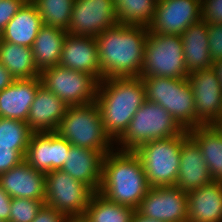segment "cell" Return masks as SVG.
Segmentation results:
<instances>
[{
    "label": "cell",
    "instance_id": "6da1fadb",
    "mask_svg": "<svg viewBox=\"0 0 222 222\" xmlns=\"http://www.w3.org/2000/svg\"><path fill=\"white\" fill-rule=\"evenodd\" d=\"M148 28L116 24L95 38L100 61V81L112 77H140Z\"/></svg>",
    "mask_w": 222,
    "mask_h": 222
},
{
    "label": "cell",
    "instance_id": "7a4b0ae2",
    "mask_svg": "<svg viewBox=\"0 0 222 222\" xmlns=\"http://www.w3.org/2000/svg\"><path fill=\"white\" fill-rule=\"evenodd\" d=\"M146 101L141 77H112L98 83V105L105 132L116 142L128 129L137 110Z\"/></svg>",
    "mask_w": 222,
    "mask_h": 222
},
{
    "label": "cell",
    "instance_id": "3957f363",
    "mask_svg": "<svg viewBox=\"0 0 222 222\" xmlns=\"http://www.w3.org/2000/svg\"><path fill=\"white\" fill-rule=\"evenodd\" d=\"M148 189L144 168L134 151L114 149L103 157L98 192L107 200L136 210Z\"/></svg>",
    "mask_w": 222,
    "mask_h": 222
},
{
    "label": "cell",
    "instance_id": "277c9868",
    "mask_svg": "<svg viewBox=\"0 0 222 222\" xmlns=\"http://www.w3.org/2000/svg\"><path fill=\"white\" fill-rule=\"evenodd\" d=\"M55 132L72 146L98 150L104 156L115 149V142L105 132L96 102L68 106Z\"/></svg>",
    "mask_w": 222,
    "mask_h": 222
},
{
    "label": "cell",
    "instance_id": "5b68a950",
    "mask_svg": "<svg viewBox=\"0 0 222 222\" xmlns=\"http://www.w3.org/2000/svg\"><path fill=\"white\" fill-rule=\"evenodd\" d=\"M183 131L166 109L159 104L145 101L131 119L128 129L115 142V149L134 151L148 141L175 137Z\"/></svg>",
    "mask_w": 222,
    "mask_h": 222
},
{
    "label": "cell",
    "instance_id": "8992f818",
    "mask_svg": "<svg viewBox=\"0 0 222 222\" xmlns=\"http://www.w3.org/2000/svg\"><path fill=\"white\" fill-rule=\"evenodd\" d=\"M141 78L146 101L166 109L184 130L195 128V100L187 78Z\"/></svg>",
    "mask_w": 222,
    "mask_h": 222
},
{
    "label": "cell",
    "instance_id": "52a82bcc",
    "mask_svg": "<svg viewBox=\"0 0 222 222\" xmlns=\"http://www.w3.org/2000/svg\"><path fill=\"white\" fill-rule=\"evenodd\" d=\"M181 147L182 133L175 137L148 141L134 150L140 158L149 187L175 186Z\"/></svg>",
    "mask_w": 222,
    "mask_h": 222
},
{
    "label": "cell",
    "instance_id": "ba28073f",
    "mask_svg": "<svg viewBox=\"0 0 222 222\" xmlns=\"http://www.w3.org/2000/svg\"><path fill=\"white\" fill-rule=\"evenodd\" d=\"M181 36L148 32L140 77L187 78Z\"/></svg>",
    "mask_w": 222,
    "mask_h": 222
},
{
    "label": "cell",
    "instance_id": "9c48e42d",
    "mask_svg": "<svg viewBox=\"0 0 222 222\" xmlns=\"http://www.w3.org/2000/svg\"><path fill=\"white\" fill-rule=\"evenodd\" d=\"M46 199L44 204L65 213L70 219H81L95 193L89 186L62 170L45 174Z\"/></svg>",
    "mask_w": 222,
    "mask_h": 222
},
{
    "label": "cell",
    "instance_id": "30bf717a",
    "mask_svg": "<svg viewBox=\"0 0 222 222\" xmlns=\"http://www.w3.org/2000/svg\"><path fill=\"white\" fill-rule=\"evenodd\" d=\"M42 85L68 106L84 105L96 101L98 81L90 74L62 66L40 72Z\"/></svg>",
    "mask_w": 222,
    "mask_h": 222
},
{
    "label": "cell",
    "instance_id": "8fae6325",
    "mask_svg": "<svg viewBox=\"0 0 222 222\" xmlns=\"http://www.w3.org/2000/svg\"><path fill=\"white\" fill-rule=\"evenodd\" d=\"M187 79L195 100V128L216 125L222 118V86L215 70L190 72Z\"/></svg>",
    "mask_w": 222,
    "mask_h": 222
},
{
    "label": "cell",
    "instance_id": "7c38bea8",
    "mask_svg": "<svg viewBox=\"0 0 222 222\" xmlns=\"http://www.w3.org/2000/svg\"><path fill=\"white\" fill-rule=\"evenodd\" d=\"M187 192L176 186L149 187L136 212L160 222H188Z\"/></svg>",
    "mask_w": 222,
    "mask_h": 222
},
{
    "label": "cell",
    "instance_id": "4fadbf2b",
    "mask_svg": "<svg viewBox=\"0 0 222 222\" xmlns=\"http://www.w3.org/2000/svg\"><path fill=\"white\" fill-rule=\"evenodd\" d=\"M116 24L114 0H75L67 32L95 38Z\"/></svg>",
    "mask_w": 222,
    "mask_h": 222
},
{
    "label": "cell",
    "instance_id": "5bb4252c",
    "mask_svg": "<svg viewBox=\"0 0 222 222\" xmlns=\"http://www.w3.org/2000/svg\"><path fill=\"white\" fill-rule=\"evenodd\" d=\"M201 19V0H158L148 30L151 33L180 36Z\"/></svg>",
    "mask_w": 222,
    "mask_h": 222
},
{
    "label": "cell",
    "instance_id": "9a60e30c",
    "mask_svg": "<svg viewBox=\"0 0 222 222\" xmlns=\"http://www.w3.org/2000/svg\"><path fill=\"white\" fill-rule=\"evenodd\" d=\"M71 144L56 132L32 133L25 160L36 170L48 173L60 170Z\"/></svg>",
    "mask_w": 222,
    "mask_h": 222
},
{
    "label": "cell",
    "instance_id": "2e32d148",
    "mask_svg": "<svg viewBox=\"0 0 222 222\" xmlns=\"http://www.w3.org/2000/svg\"><path fill=\"white\" fill-rule=\"evenodd\" d=\"M59 66L92 75L100 82V61L94 37L67 34Z\"/></svg>",
    "mask_w": 222,
    "mask_h": 222
},
{
    "label": "cell",
    "instance_id": "e0dca14e",
    "mask_svg": "<svg viewBox=\"0 0 222 222\" xmlns=\"http://www.w3.org/2000/svg\"><path fill=\"white\" fill-rule=\"evenodd\" d=\"M0 185L11 198L45 201V173L36 171L26 160L0 174Z\"/></svg>",
    "mask_w": 222,
    "mask_h": 222
},
{
    "label": "cell",
    "instance_id": "ac0fdd59",
    "mask_svg": "<svg viewBox=\"0 0 222 222\" xmlns=\"http://www.w3.org/2000/svg\"><path fill=\"white\" fill-rule=\"evenodd\" d=\"M213 181L198 144L182 132L180 166L175 186L189 192Z\"/></svg>",
    "mask_w": 222,
    "mask_h": 222
},
{
    "label": "cell",
    "instance_id": "d6986e66",
    "mask_svg": "<svg viewBox=\"0 0 222 222\" xmlns=\"http://www.w3.org/2000/svg\"><path fill=\"white\" fill-rule=\"evenodd\" d=\"M68 105L41 85L31 104L27 124L33 133L55 132Z\"/></svg>",
    "mask_w": 222,
    "mask_h": 222
},
{
    "label": "cell",
    "instance_id": "ffe728a7",
    "mask_svg": "<svg viewBox=\"0 0 222 222\" xmlns=\"http://www.w3.org/2000/svg\"><path fill=\"white\" fill-rule=\"evenodd\" d=\"M103 157L104 155L98 150L71 145L60 170L89 186L94 192H98L102 180Z\"/></svg>",
    "mask_w": 222,
    "mask_h": 222
},
{
    "label": "cell",
    "instance_id": "44dd1931",
    "mask_svg": "<svg viewBox=\"0 0 222 222\" xmlns=\"http://www.w3.org/2000/svg\"><path fill=\"white\" fill-rule=\"evenodd\" d=\"M40 76L32 79L15 80L0 92V117L27 122L31 104L38 88Z\"/></svg>",
    "mask_w": 222,
    "mask_h": 222
},
{
    "label": "cell",
    "instance_id": "7402d4cb",
    "mask_svg": "<svg viewBox=\"0 0 222 222\" xmlns=\"http://www.w3.org/2000/svg\"><path fill=\"white\" fill-rule=\"evenodd\" d=\"M188 222H222V182L187 192Z\"/></svg>",
    "mask_w": 222,
    "mask_h": 222
},
{
    "label": "cell",
    "instance_id": "603a6c76",
    "mask_svg": "<svg viewBox=\"0 0 222 222\" xmlns=\"http://www.w3.org/2000/svg\"><path fill=\"white\" fill-rule=\"evenodd\" d=\"M187 72L212 67L209 53L208 23L202 19L190 25L181 35Z\"/></svg>",
    "mask_w": 222,
    "mask_h": 222
},
{
    "label": "cell",
    "instance_id": "cb8c5ba5",
    "mask_svg": "<svg viewBox=\"0 0 222 222\" xmlns=\"http://www.w3.org/2000/svg\"><path fill=\"white\" fill-rule=\"evenodd\" d=\"M42 26V18L36 6L28 0L7 23L0 39L31 48Z\"/></svg>",
    "mask_w": 222,
    "mask_h": 222
},
{
    "label": "cell",
    "instance_id": "d4e9b609",
    "mask_svg": "<svg viewBox=\"0 0 222 222\" xmlns=\"http://www.w3.org/2000/svg\"><path fill=\"white\" fill-rule=\"evenodd\" d=\"M188 134L198 144L212 179L222 182V131L216 125H202Z\"/></svg>",
    "mask_w": 222,
    "mask_h": 222
},
{
    "label": "cell",
    "instance_id": "484cf974",
    "mask_svg": "<svg viewBox=\"0 0 222 222\" xmlns=\"http://www.w3.org/2000/svg\"><path fill=\"white\" fill-rule=\"evenodd\" d=\"M68 32L64 29L43 25L35 38L31 49L35 66L41 72L59 64L64 38Z\"/></svg>",
    "mask_w": 222,
    "mask_h": 222
},
{
    "label": "cell",
    "instance_id": "4316f807",
    "mask_svg": "<svg viewBox=\"0 0 222 222\" xmlns=\"http://www.w3.org/2000/svg\"><path fill=\"white\" fill-rule=\"evenodd\" d=\"M0 63L15 80L40 76L30 47L9 43L0 39Z\"/></svg>",
    "mask_w": 222,
    "mask_h": 222
},
{
    "label": "cell",
    "instance_id": "83f0119b",
    "mask_svg": "<svg viewBox=\"0 0 222 222\" xmlns=\"http://www.w3.org/2000/svg\"><path fill=\"white\" fill-rule=\"evenodd\" d=\"M135 212L134 208L111 202L99 192H95L81 220L84 222H131Z\"/></svg>",
    "mask_w": 222,
    "mask_h": 222
},
{
    "label": "cell",
    "instance_id": "f1b7e54d",
    "mask_svg": "<svg viewBox=\"0 0 222 222\" xmlns=\"http://www.w3.org/2000/svg\"><path fill=\"white\" fill-rule=\"evenodd\" d=\"M158 0H114L118 24L148 28Z\"/></svg>",
    "mask_w": 222,
    "mask_h": 222
},
{
    "label": "cell",
    "instance_id": "f546056e",
    "mask_svg": "<svg viewBox=\"0 0 222 222\" xmlns=\"http://www.w3.org/2000/svg\"><path fill=\"white\" fill-rule=\"evenodd\" d=\"M37 8L43 25L68 30L75 0H30Z\"/></svg>",
    "mask_w": 222,
    "mask_h": 222
},
{
    "label": "cell",
    "instance_id": "4dcf8cb0",
    "mask_svg": "<svg viewBox=\"0 0 222 222\" xmlns=\"http://www.w3.org/2000/svg\"><path fill=\"white\" fill-rule=\"evenodd\" d=\"M32 133L25 121L0 117V145L12 146L24 157Z\"/></svg>",
    "mask_w": 222,
    "mask_h": 222
},
{
    "label": "cell",
    "instance_id": "1f68e13d",
    "mask_svg": "<svg viewBox=\"0 0 222 222\" xmlns=\"http://www.w3.org/2000/svg\"><path fill=\"white\" fill-rule=\"evenodd\" d=\"M44 201L24 198H11L9 222H32Z\"/></svg>",
    "mask_w": 222,
    "mask_h": 222
},
{
    "label": "cell",
    "instance_id": "d6a6232c",
    "mask_svg": "<svg viewBox=\"0 0 222 222\" xmlns=\"http://www.w3.org/2000/svg\"><path fill=\"white\" fill-rule=\"evenodd\" d=\"M208 42L212 62L222 59V24H208Z\"/></svg>",
    "mask_w": 222,
    "mask_h": 222
},
{
    "label": "cell",
    "instance_id": "836d02e7",
    "mask_svg": "<svg viewBox=\"0 0 222 222\" xmlns=\"http://www.w3.org/2000/svg\"><path fill=\"white\" fill-rule=\"evenodd\" d=\"M201 17L208 24H222V0H201Z\"/></svg>",
    "mask_w": 222,
    "mask_h": 222
},
{
    "label": "cell",
    "instance_id": "e575fe53",
    "mask_svg": "<svg viewBox=\"0 0 222 222\" xmlns=\"http://www.w3.org/2000/svg\"><path fill=\"white\" fill-rule=\"evenodd\" d=\"M28 0H0V34Z\"/></svg>",
    "mask_w": 222,
    "mask_h": 222
},
{
    "label": "cell",
    "instance_id": "d590c367",
    "mask_svg": "<svg viewBox=\"0 0 222 222\" xmlns=\"http://www.w3.org/2000/svg\"><path fill=\"white\" fill-rule=\"evenodd\" d=\"M23 160L25 157L18 150H12V146L0 145V174L20 164Z\"/></svg>",
    "mask_w": 222,
    "mask_h": 222
},
{
    "label": "cell",
    "instance_id": "8d00e7d4",
    "mask_svg": "<svg viewBox=\"0 0 222 222\" xmlns=\"http://www.w3.org/2000/svg\"><path fill=\"white\" fill-rule=\"evenodd\" d=\"M70 220L65 213L44 204L32 222H69Z\"/></svg>",
    "mask_w": 222,
    "mask_h": 222
},
{
    "label": "cell",
    "instance_id": "74e56055",
    "mask_svg": "<svg viewBox=\"0 0 222 222\" xmlns=\"http://www.w3.org/2000/svg\"><path fill=\"white\" fill-rule=\"evenodd\" d=\"M11 197L3 190L0 185V220L9 222Z\"/></svg>",
    "mask_w": 222,
    "mask_h": 222
},
{
    "label": "cell",
    "instance_id": "f35d334b",
    "mask_svg": "<svg viewBox=\"0 0 222 222\" xmlns=\"http://www.w3.org/2000/svg\"><path fill=\"white\" fill-rule=\"evenodd\" d=\"M15 81L11 73L0 63V92Z\"/></svg>",
    "mask_w": 222,
    "mask_h": 222
},
{
    "label": "cell",
    "instance_id": "ab89813d",
    "mask_svg": "<svg viewBox=\"0 0 222 222\" xmlns=\"http://www.w3.org/2000/svg\"><path fill=\"white\" fill-rule=\"evenodd\" d=\"M212 68L215 70L217 77L219 78L220 84L222 86V59L213 62Z\"/></svg>",
    "mask_w": 222,
    "mask_h": 222
},
{
    "label": "cell",
    "instance_id": "60d3db41",
    "mask_svg": "<svg viewBox=\"0 0 222 222\" xmlns=\"http://www.w3.org/2000/svg\"><path fill=\"white\" fill-rule=\"evenodd\" d=\"M131 222H160V221H155L153 219H149L146 217H142L140 214L137 212L134 213Z\"/></svg>",
    "mask_w": 222,
    "mask_h": 222
},
{
    "label": "cell",
    "instance_id": "b9f144b4",
    "mask_svg": "<svg viewBox=\"0 0 222 222\" xmlns=\"http://www.w3.org/2000/svg\"><path fill=\"white\" fill-rule=\"evenodd\" d=\"M216 126L222 131V118H221V120L216 124Z\"/></svg>",
    "mask_w": 222,
    "mask_h": 222
},
{
    "label": "cell",
    "instance_id": "7bdbcfd3",
    "mask_svg": "<svg viewBox=\"0 0 222 222\" xmlns=\"http://www.w3.org/2000/svg\"><path fill=\"white\" fill-rule=\"evenodd\" d=\"M69 222H84L81 219H71Z\"/></svg>",
    "mask_w": 222,
    "mask_h": 222
}]
</instances>
